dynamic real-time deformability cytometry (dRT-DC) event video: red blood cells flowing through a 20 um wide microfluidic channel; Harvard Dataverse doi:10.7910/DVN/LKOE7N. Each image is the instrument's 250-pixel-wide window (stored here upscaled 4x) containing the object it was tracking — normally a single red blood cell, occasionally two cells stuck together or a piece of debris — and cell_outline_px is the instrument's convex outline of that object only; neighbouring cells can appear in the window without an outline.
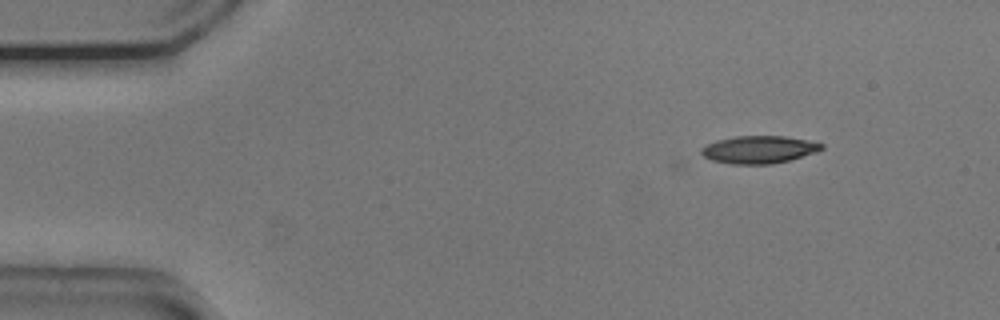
{"species": "common noctule bat (a hibernating species)", "species_latin": "Nyctalus noctula", "temperature_condition": "cold", "stored_images_in_passage": 11, "camera_frame_rate_fps": 3000, "um_per_image_px": 0.085, "animal": {"sex": "male", "body_mass_g": 20.5, "forearm_length_mm": 52.5}, "frame": {"image": 1, "passage_image": 11, "time_ms": 3.333, "image_size_px": [1000, 320], "cell_outline_px": [[824, 148], [816, 152], [788, 160], [772, 164], [732, 164], [712, 160], [704, 156], [700, 152], [700, 148], [716, 140], [736, 136], [784, 136], [824, 144]], "centroid_in_image_um": [64.48, 12.71], "position_along_channel_um": 20.5, "area_um2": 19.13}}